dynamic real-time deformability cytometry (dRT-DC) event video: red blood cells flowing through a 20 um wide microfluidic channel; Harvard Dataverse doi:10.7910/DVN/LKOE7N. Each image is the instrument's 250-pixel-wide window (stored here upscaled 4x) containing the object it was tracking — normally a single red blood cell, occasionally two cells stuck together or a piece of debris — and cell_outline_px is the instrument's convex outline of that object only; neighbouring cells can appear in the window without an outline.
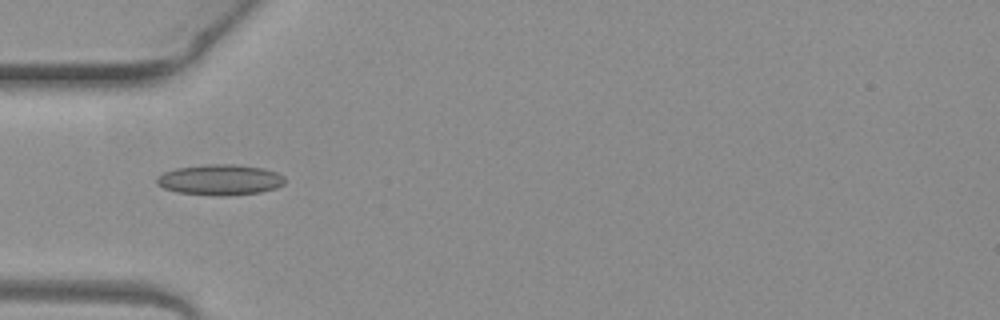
{"species": "common noctule bat (a hibernating species)", "species_latin": "Nyctalus noctula", "temperature_condition": "warm", "stored_images_in_passage": 6, "camera_frame_rate_fps": 3000, "um_per_image_px": 0.085, "animal": {"sex": "female", "body_mass_g": 19.3, "forearm_length_mm": 54.1}, "frame": {"image": 1, "passage_image": 4, "time_ms": 1.0, "image_size_px": [1000, 320], "cell_outline_px": [[284, 184], [276, 188], [260, 192], [224, 196], [216, 196], [176, 192], [164, 188], [156, 184], [156, 176], [164, 172], [176, 168], [208, 164], [236, 164], [264, 168], [276, 172], [284, 176]], "centroid_in_image_um": [18.69, 15.28], "position_along_channel_um": 66.3, "area_um2": 23.06}}
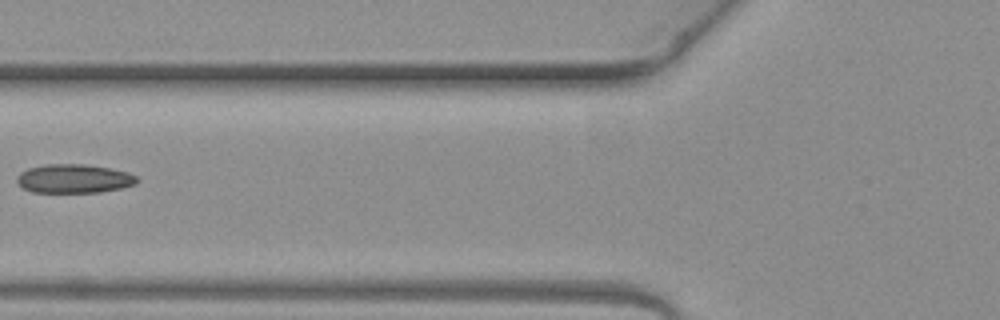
{"frame": {"image": 2, "passage_image": 5, "time_ms": 1.333, "image_size_px": [1000, 320], "cell_outline_px": [[136, 184], [120, 188], [100, 192], [32, 192], [24, 188], [16, 180], [16, 176], [20, 172], [28, 168], [44, 164], [84, 164], [112, 168], [128, 172], [136, 176]], "centroid_in_image_um": [6.27, 15.17], "position_along_channel_um": 119.5, "area_um2": 20.17}}
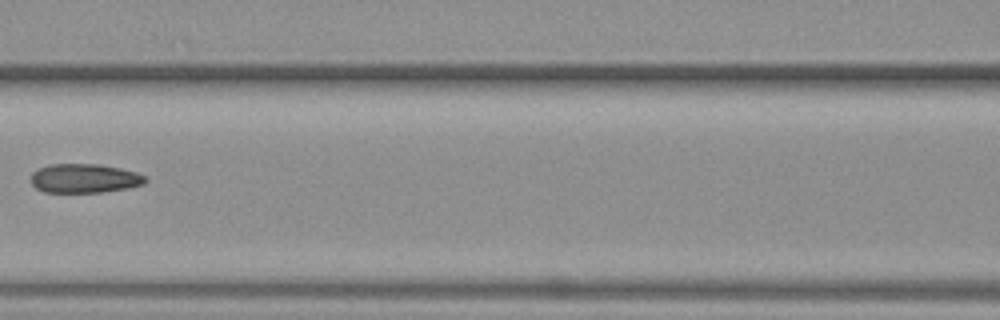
{"frame": {"image": 3, "passage_image": 6, "time_ms": 1.667, "image_size_px": [1000, 320], "cell_outline_px": [[148, 180], [144, 184], [128, 188], [104, 192], [44, 192], [36, 188], [32, 184], [32, 172], [36, 168], [48, 164], [96, 164], [120, 168], [136, 172], [144, 176]], "centroid_in_image_um": [7.16, 15.16], "position_along_channel_um": 159.4, "area_um2": 19.48}}